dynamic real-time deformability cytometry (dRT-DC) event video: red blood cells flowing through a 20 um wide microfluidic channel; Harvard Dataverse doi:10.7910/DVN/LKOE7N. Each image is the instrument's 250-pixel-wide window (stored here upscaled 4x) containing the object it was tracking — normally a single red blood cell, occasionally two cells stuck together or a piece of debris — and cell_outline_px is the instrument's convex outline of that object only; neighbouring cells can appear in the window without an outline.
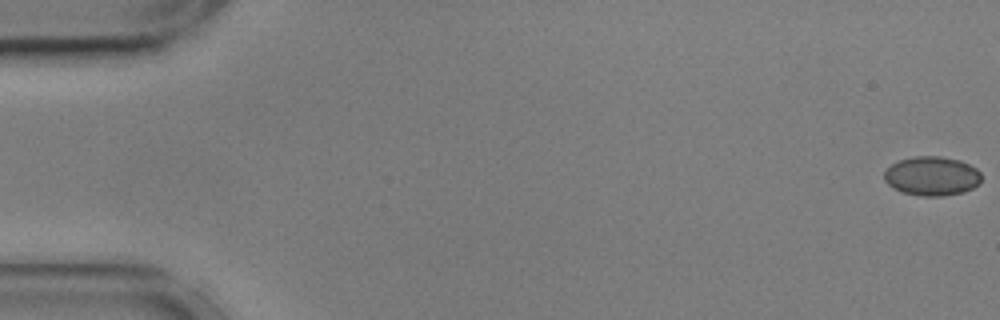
{"species": "common noctule bat (a hibernating species)", "species_latin": "Nyctalus noctula", "temperature_condition": "cold", "stored_images_in_passage": 10, "camera_frame_rate_fps": 3000, "um_per_image_px": 0.085, "animal": {"sex": "male", "body_mass_g": 17.9, "forearm_length_mm": 54.2}, "frame": {"image": 1, "passage_image": 1, "time_ms": 0.0, "image_size_px": [1000, 320], "cell_outline_px": [[980, 184], [964, 192], [940, 196], [924, 196], [904, 192], [892, 188], [884, 180], [884, 172], [892, 164], [900, 160], [912, 156], [940, 156], [960, 160], [976, 168], [980, 172]], "centroid_in_image_um": [79.21, 14.96], "position_along_channel_um": 5.8, "area_um2": 22.14}}